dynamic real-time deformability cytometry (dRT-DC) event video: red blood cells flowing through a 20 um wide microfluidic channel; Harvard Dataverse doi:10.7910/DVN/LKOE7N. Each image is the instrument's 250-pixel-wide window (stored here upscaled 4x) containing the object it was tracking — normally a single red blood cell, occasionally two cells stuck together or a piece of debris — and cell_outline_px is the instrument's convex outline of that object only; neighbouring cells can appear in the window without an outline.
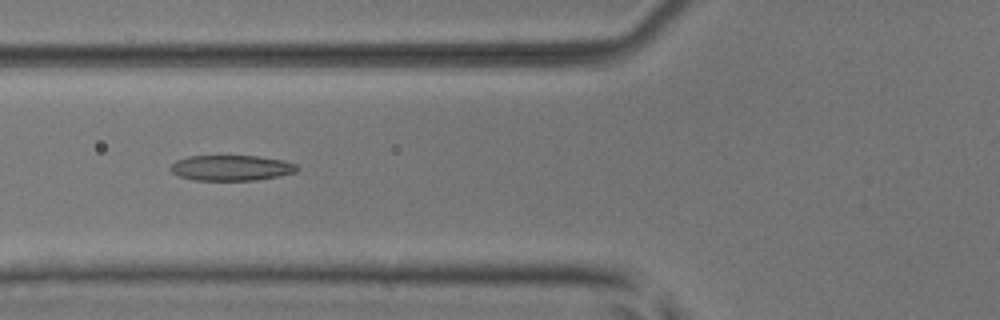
{"species": "common noctule bat (a hibernating species)", "species_latin": "Nyctalus noctula", "temperature_condition": "room temperature", "stored_images_in_passage": 10, "camera_frame_rate_fps": 3000, "um_per_image_px": 0.085, "animal": {"sex": "male", "body_mass_g": 17.9, "forearm_length_mm": 54.2}, "frame": {"image": 1, "passage_image": 7, "time_ms": 2.0, "image_size_px": [1000, 320], "cell_outline_px": [[300, 168], [296, 172], [280, 176], [256, 180], [196, 180], [180, 176], [172, 172], [168, 168], [176, 160], [188, 156], [256, 156], [284, 160], [296, 164]], "centroid_in_image_um": [19.68, 14.27], "position_along_channel_um": 106.1, "area_um2": 18.84}}
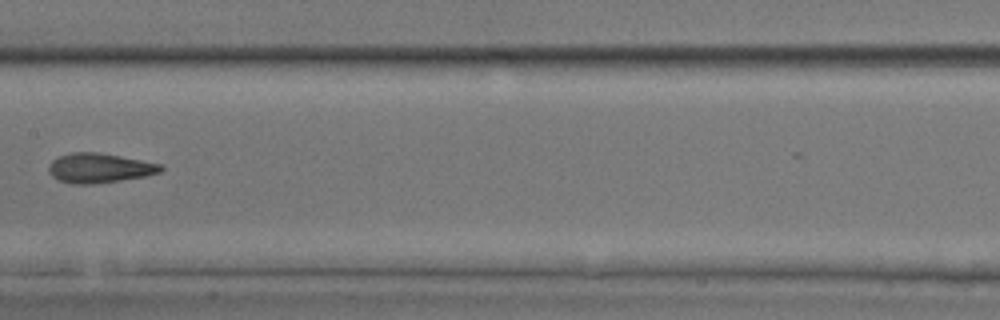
{"frame": {"image": 2, "passage_image": 9, "time_ms": 2.667, "image_size_px": [1000, 320], "cell_outline_px": [[164, 168], [160, 172], [144, 176], [120, 180], [92, 184], [72, 184], [60, 180], [52, 176], [48, 172], [48, 164], [52, 160], [60, 156], [72, 152], [96, 152], [120, 156], [160, 164]], "centroid_in_image_um": [8.41, 14.28], "position_along_channel_um": 199.0, "area_um2": 19.13}}